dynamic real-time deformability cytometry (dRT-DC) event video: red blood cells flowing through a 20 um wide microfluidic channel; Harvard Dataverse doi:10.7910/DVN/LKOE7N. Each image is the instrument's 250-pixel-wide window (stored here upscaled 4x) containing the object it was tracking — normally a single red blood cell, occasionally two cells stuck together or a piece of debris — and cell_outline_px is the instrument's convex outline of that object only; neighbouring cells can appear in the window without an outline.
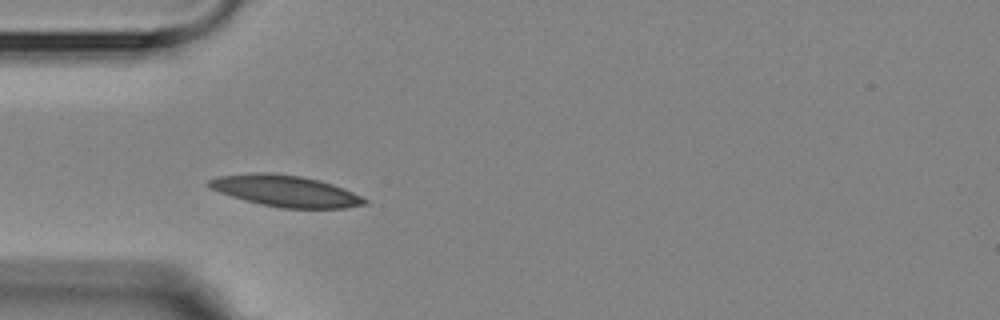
{"species": "Egyptian fruit bat (a non-hibernating species)", "species_latin": "Rousettus aegyptiacus", "temperature_condition": "room temperature", "stored_images_in_passage": 6, "camera_frame_rate_fps": 3000, "um_per_image_px": 0.085, "animal": {"sex": "female"}, "frame": {"image": 1, "passage_image": 5, "time_ms": 6.333, "image_size_px": [1000, 320], "cell_outline_px": [[368, 204], [344, 208], [280, 208], [260, 204], [244, 200], [208, 188], [208, 180], [220, 176], [256, 172], [268, 172], [300, 176], [320, 180], [344, 188], [368, 200]], "centroid_in_image_um": [24.27, 16.23], "position_along_channel_um": 60.7, "area_um2": 28.38}}
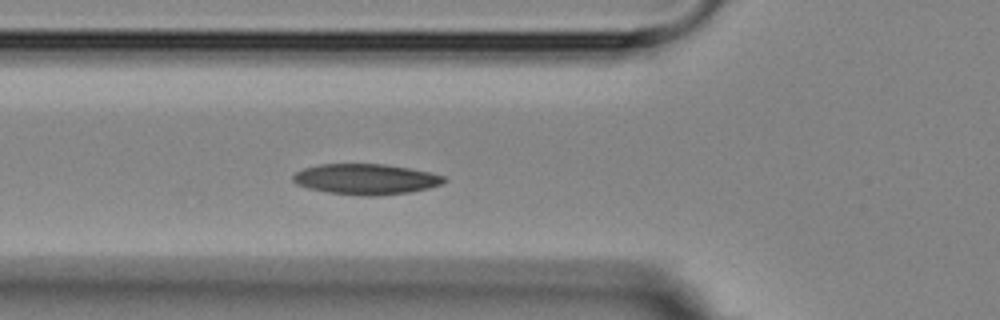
{"frame": {"image": 2, "passage_image": 6, "time_ms": 7.333, "image_size_px": [1000, 320], "cell_outline_px": [[448, 180], [444, 184], [428, 188], [408, 192], [376, 196], [364, 196], [328, 192], [308, 188], [296, 184], [292, 180], [292, 176], [296, 172], [304, 168], [320, 164], [384, 164], [432, 172], [444, 176]], "centroid_in_image_um": [31.12, 15.23], "position_along_channel_um": 94.7, "area_um2": 26.99}}